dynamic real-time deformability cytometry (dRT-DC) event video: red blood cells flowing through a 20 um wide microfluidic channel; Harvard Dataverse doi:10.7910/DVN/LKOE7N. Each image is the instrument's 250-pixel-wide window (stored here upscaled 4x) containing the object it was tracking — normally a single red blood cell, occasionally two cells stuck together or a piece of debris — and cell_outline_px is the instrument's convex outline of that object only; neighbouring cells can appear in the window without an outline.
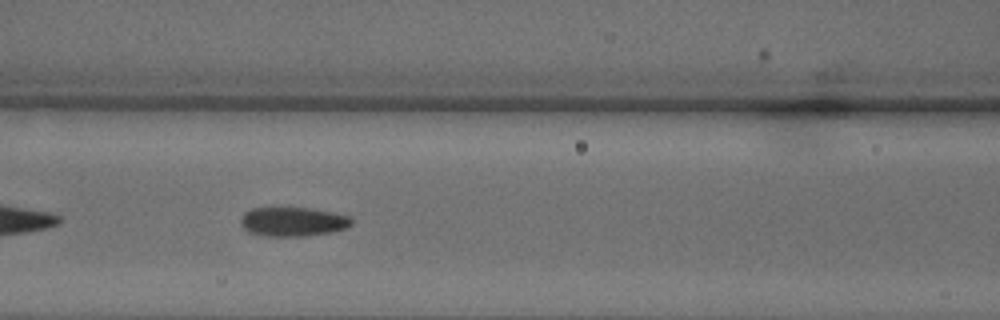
{"species": "common noctule bat (a hibernating species)", "species_latin": "Nyctalus noctula", "temperature_condition": "warm", "stored_images_in_passage": 27, "camera_frame_rate_fps": 3000, "um_per_image_px": 0.085, "animal": {"sex": "male", "body_mass_g": 18.8}, "frame": {"image": 1, "passage_image": 12, "time_ms": 3.667, "image_size_px": [1000, 320], "cell_outline_px": [[352, 224], [348, 228], [332, 232], [308, 236], [264, 236], [248, 232], [240, 224], [240, 220], [244, 212], [252, 208], [312, 208], [332, 212], [348, 216], [352, 220]], "centroid_in_image_um": [24.9, 18.85], "position_along_channel_um": 141.7, "area_um2": 19.02}}
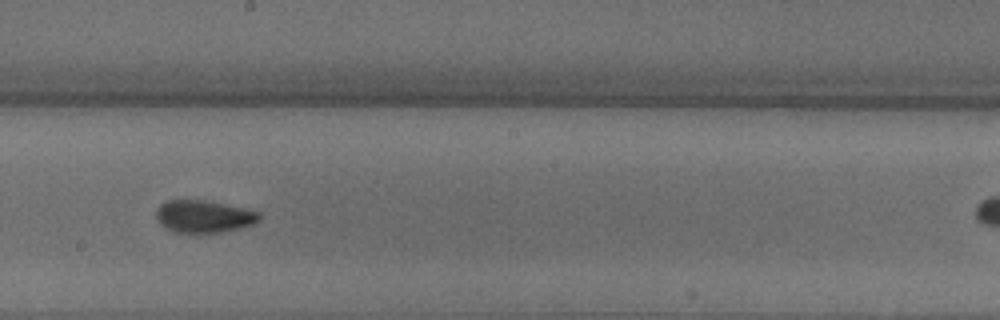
{"frame": {"image": 2, "passage_image": 17, "time_ms": 5.333, "image_size_px": [1000, 320], "cell_outline_px": [[260, 220], [256, 224], [220, 232], [176, 232], [160, 224], [156, 216], [156, 208], [160, 204], [168, 200], [204, 200], [244, 208], [260, 212]], "centroid_in_image_um": [17.33, 18.38], "position_along_channel_um": 230.9, "area_um2": 19.31}}
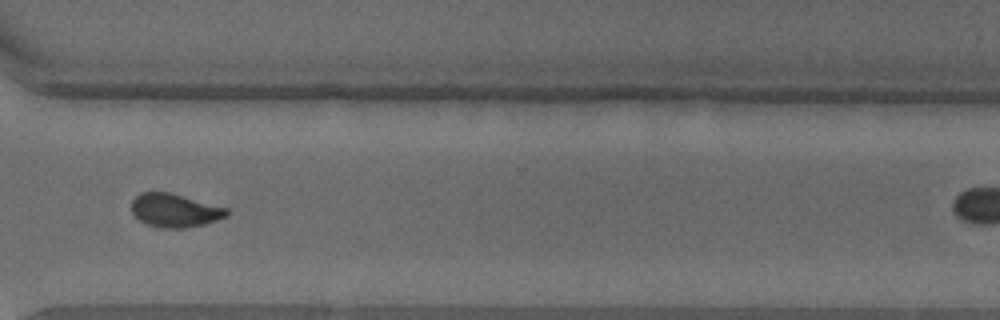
{"frame": {"image": 3, "passage_image": 24, "time_ms": 7.667, "image_size_px": [1000, 320], "cell_outline_px": [[228, 216], [204, 224], [184, 228], [164, 228], [148, 224], [140, 220], [132, 212], [132, 200], [140, 192], [172, 192], [228, 208]], "centroid_in_image_um": [14.88, 17.87], "position_along_channel_um": 355.7, "area_um2": 18.55}}